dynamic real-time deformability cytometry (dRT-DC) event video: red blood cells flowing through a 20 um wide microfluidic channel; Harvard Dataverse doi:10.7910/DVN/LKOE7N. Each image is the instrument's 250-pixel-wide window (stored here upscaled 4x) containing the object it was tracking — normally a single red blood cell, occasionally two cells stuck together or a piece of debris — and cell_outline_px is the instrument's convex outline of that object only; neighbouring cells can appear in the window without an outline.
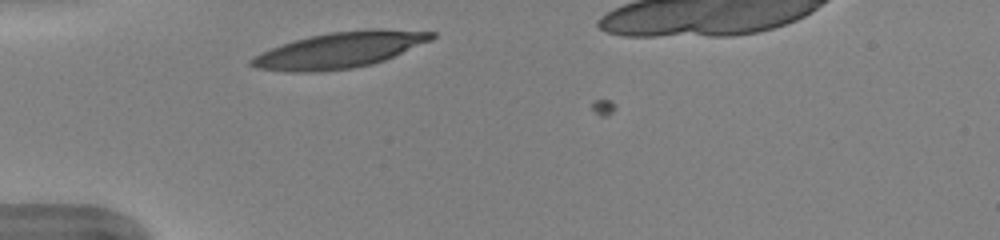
{"species": "human", "species_latin": "Homo sapiens", "temperature_condition": "warm", "stored_images_in_passage": 29, "camera_frame_rate_fps": 3000, "um_per_image_px": 0.085, "donor": {"sex": "female"}, "frame": {"image": 1, "passage_image": 1, "time_ms": 0.0, "image_size_px": [1000, 240], "cell_outline_px": [[436, 36], [432, 40], [384, 60], [372, 64], [352, 68], [320, 72], [284, 72], [256, 68], [248, 64], [248, 60], [260, 52], [280, 44], [308, 36], [332, 32], [368, 28], [380, 28], [436, 32]], "centroid_in_image_um": [28.84, 4.25], "position_along_channel_um": 56.2, "area_um2": 38.09}}
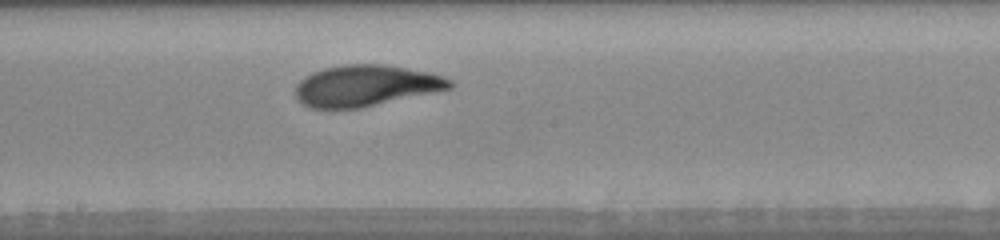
{"frame": {"image": 2, "passage_image": 14, "time_ms": 4.333, "image_size_px": [1000, 240], "cell_outline_px": [[452, 88], [360, 108], [312, 108], [304, 104], [296, 96], [296, 84], [304, 76], [312, 72], [324, 68], [344, 64], [380, 64], [428, 72], [452, 80]], "centroid_in_image_um": [31.06, 7.28], "position_along_channel_um": 217.1, "area_um2": 36.59}}
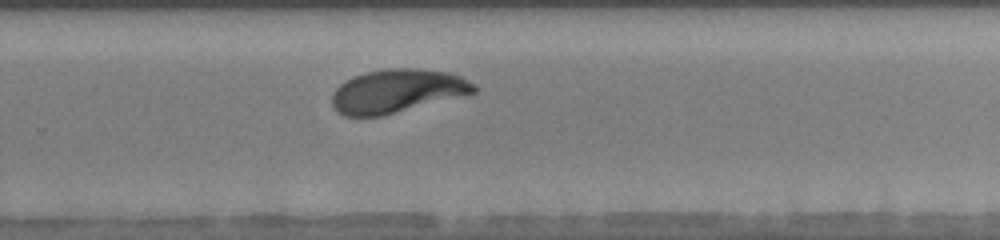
{"frame": {"image": 3, "passage_image": 20, "time_ms": 6.333, "image_size_px": [1000, 240], "cell_outline_px": [[476, 92], [380, 116], [344, 116], [336, 112], [332, 108], [332, 92], [340, 84], [352, 76], [364, 72], [384, 68], [420, 68], [444, 72], [460, 76], [476, 84]], "centroid_in_image_um": [33.69, 7.72], "position_along_channel_um": 296.1, "area_um2": 35.89}, "authors_computed_cell_mechanics": {"area_um2": 36.6452, "velocity_mm_per_s": 3.959, "shape_relaxation_time_tau1_ms": 2.8402, "shape_relaxation_time_tau2_ms": 0.7424, "deformation_change_tau1": 0.165, "deformation_change_tau2": 0.0735}}